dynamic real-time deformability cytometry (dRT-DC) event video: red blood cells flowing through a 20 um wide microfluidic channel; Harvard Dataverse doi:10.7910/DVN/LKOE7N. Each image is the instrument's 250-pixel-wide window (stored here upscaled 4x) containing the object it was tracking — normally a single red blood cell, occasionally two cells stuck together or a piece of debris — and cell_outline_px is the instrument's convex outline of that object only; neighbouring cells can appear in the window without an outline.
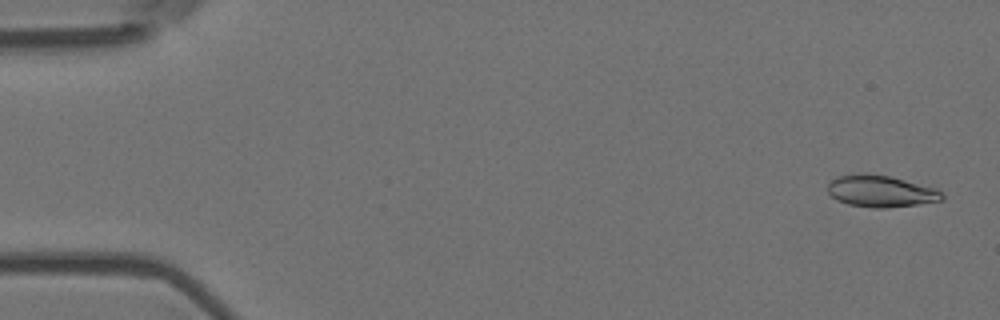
{"species": "Egyptian fruit bat (a non-hibernating species)", "species_latin": "Rousettus aegyptiacus", "temperature_condition": "room temperature", "stored_images_in_passage": 4, "camera_frame_rate_fps": 3000, "um_per_image_px": 0.085, "animal": {"sex": "female"}, "frame": {"image": 1, "passage_image": 1, "time_ms": 0.0, "image_size_px": [1000, 320], "cell_outline_px": [[944, 200], [916, 204], [884, 208], [872, 208], [848, 204], [836, 200], [828, 192], [828, 184], [836, 176], [888, 176], [936, 188], [944, 196]], "centroid_in_image_um": [74.89, 16.3], "position_along_channel_um": 10.1, "area_um2": 20.35}}
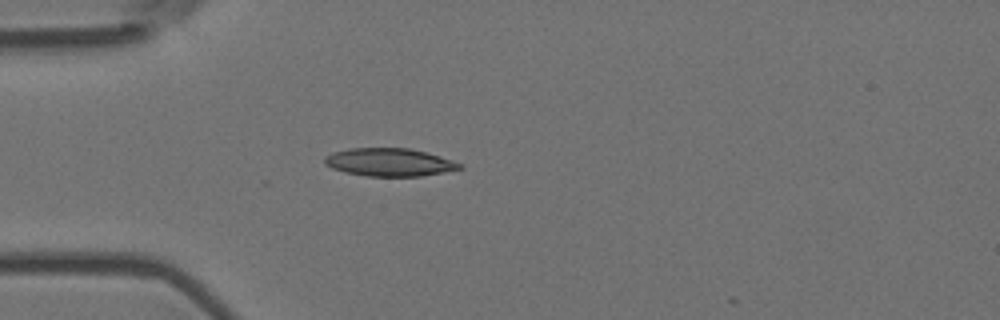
{"frame": {"image": 2, "passage_image": 4, "time_ms": 1.0, "image_size_px": [1000, 320], "cell_outline_px": [[464, 168], [444, 172], [420, 176], [368, 176], [344, 172], [332, 168], [324, 164], [324, 156], [332, 152], [352, 148], [408, 148], [440, 156], [464, 164]], "centroid_in_image_um": [33.1, 13.79], "position_along_channel_um": 51.9, "area_um2": 22.02}}